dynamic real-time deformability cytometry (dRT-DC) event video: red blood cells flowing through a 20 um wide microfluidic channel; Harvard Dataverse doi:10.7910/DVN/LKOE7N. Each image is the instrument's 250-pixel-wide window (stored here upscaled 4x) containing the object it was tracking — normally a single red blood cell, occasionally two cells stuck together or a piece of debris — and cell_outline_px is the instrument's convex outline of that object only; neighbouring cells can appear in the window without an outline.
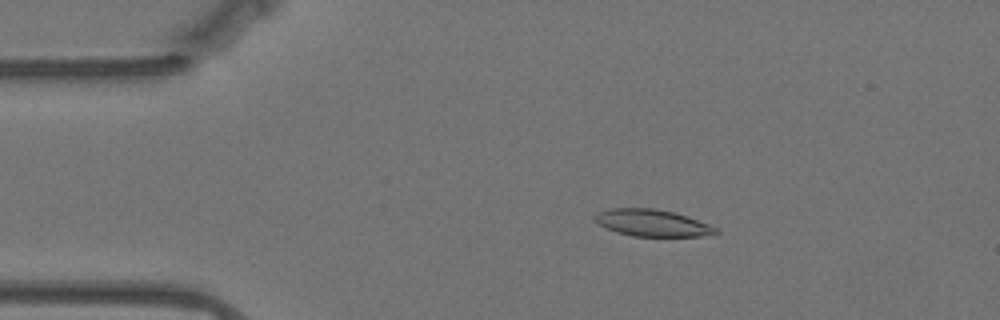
{"species": "Egyptian fruit bat (a non-hibernating species)", "species_latin": "Rousettus aegyptiacus", "temperature_condition": "warm", "stored_images_in_passage": 49, "camera_frame_rate_fps": 3000, "um_per_image_px": 0.085, "animal": {"sex": "female"}, "frame": {"image": 1, "passage_image": 2, "time_ms": 0.333, "image_size_px": [1000, 320], "cell_outline_px": [[720, 232], [700, 236], [632, 236], [616, 232], [596, 224], [592, 220], [592, 216], [608, 208], [656, 208], [672, 212], [708, 224], [716, 228]], "centroid_in_image_um": [55.33, 18.94], "position_along_channel_um": 29.7, "area_um2": 18.84}}
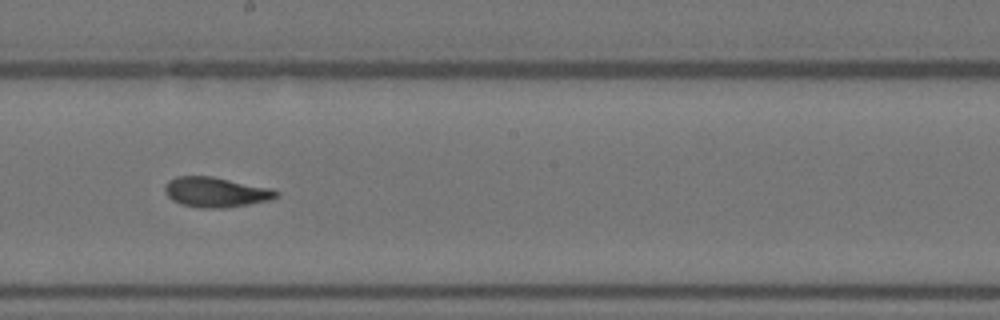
{"frame": {"image": 2, "passage_image": 23, "time_ms": 7.333, "image_size_px": [1000, 320], "cell_outline_px": [[280, 196], [272, 200], [224, 208], [204, 208], [180, 204], [172, 200], [164, 192], [164, 188], [168, 180], [176, 176], [212, 176], [268, 188], [280, 192]], "centroid_in_image_um": [18.33, 16.33], "position_along_channel_um": 229.9, "area_um2": 19.48}}
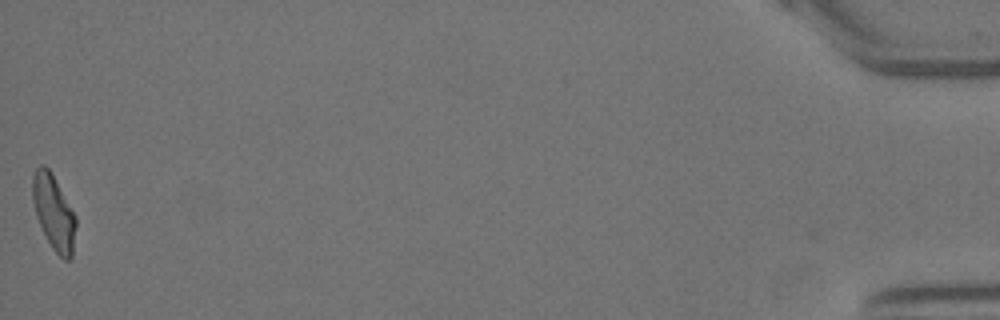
{"frame": {"image": 3, "passage_image": 49, "time_ms": 16.0, "image_size_px": [1000, 320], "cell_outline_px": [[76, 228], [72, 256], [68, 260], [64, 260], [52, 248], [36, 216], [32, 200], [32, 176], [36, 168], [40, 164], [44, 164], [52, 172], [76, 216]], "centroid_in_image_um": [4.56, 18.01], "position_along_channel_um": 430.6, "area_um2": 18.96}, "authors_computed_cell_mechanics": {"area_um2": 19.2474, "velocity_mm_per_s": 3.5156, "shape_relaxation_time_tau1_ms": 9.1316, "shape_relaxation_time_tau2_ms": 2.4881, "deformation_change_tau1": 0.2279, "deformation_change_tau2": 0.0932}}